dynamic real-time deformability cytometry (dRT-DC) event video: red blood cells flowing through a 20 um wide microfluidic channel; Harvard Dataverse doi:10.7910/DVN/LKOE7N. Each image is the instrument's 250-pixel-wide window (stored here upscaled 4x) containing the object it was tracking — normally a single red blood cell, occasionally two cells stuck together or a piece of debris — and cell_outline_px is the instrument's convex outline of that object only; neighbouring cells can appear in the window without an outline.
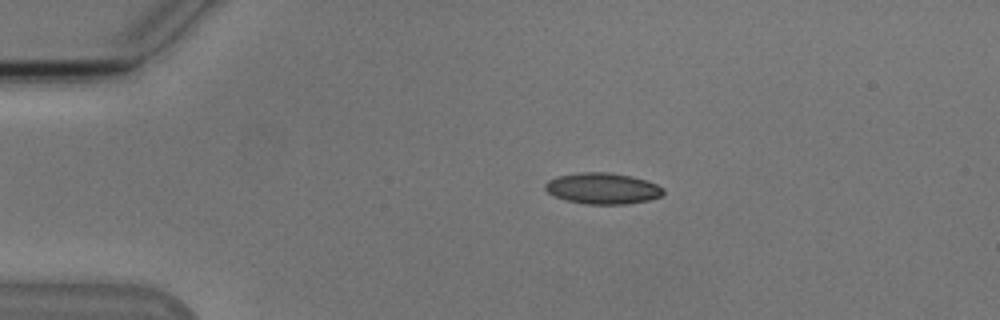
{"species": "Egyptian fruit bat (a non-hibernating species)", "species_latin": "Rousettus aegyptiacus", "temperature_condition": "cold", "stored_images_in_passage": 39, "camera_frame_rate_fps": 3000, "um_per_image_px": 0.085, "animal": {"sex": "male"}, "frame": {"image": 1, "passage_image": 1, "time_ms": 0.0, "image_size_px": [1000, 320], "cell_outline_px": [[664, 192], [660, 196], [648, 200], [624, 204], [584, 204], [564, 200], [548, 192], [544, 188], [544, 184], [548, 180], [556, 176], [580, 172], [608, 172], [628, 176], [644, 180], [656, 184], [664, 188]], "centroid_in_image_um": [51.17, 16.02], "position_along_channel_um": 33.8, "area_um2": 21.33}}
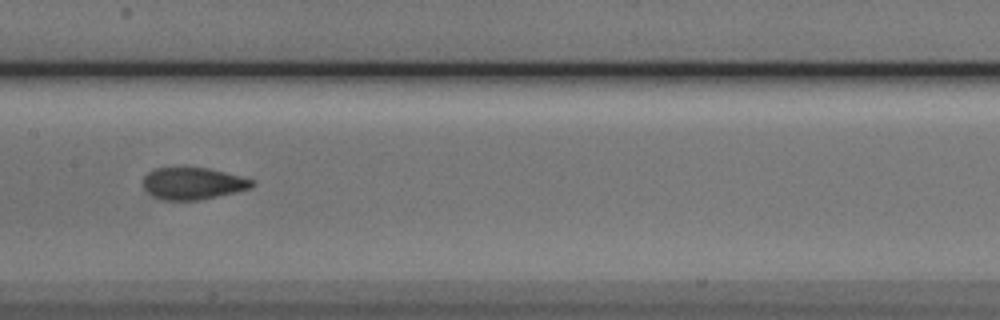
{"frame": {"image": 2, "passage_image": 17, "time_ms": 5.333, "image_size_px": [1000, 320], "cell_outline_px": [[256, 184], [252, 188], [236, 192], [200, 200], [160, 200], [152, 196], [144, 188], [144, 176], [148, 172], [156, 168], [208, 168], [240, 176], [252, 180]], "centroid_in_image_um": [16.4, 15.61], "position_along_channel_um": 191.0, "area_um2": 20.23}}
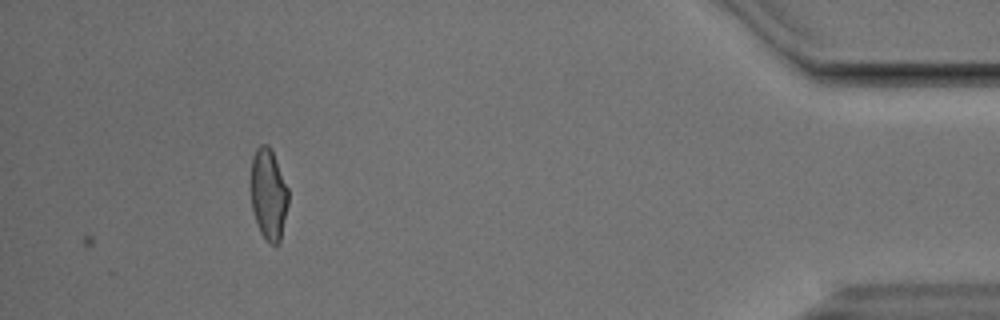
{"frame": {"image": 3, "passage_image": 39, "time_ms": 12.667, "image_size_px": [1000, 320], "cell_outline_px": [[288, 204], [280, 244], [272, 244], [260, 232], [252, 208], [252, 156], [256, 148], [260, 144], [268, 144], [272, 152], [288, 188]], "centroid_in_image_um": [22.84, 16.52], "position_along_channel_um": 412.4, "area_um2": 19.54}, "authors_computed_cell_mechanics": {"area_um2": 20.7502, "velocity_mm_per_s": 3.8423, "shape_relaxation_time_tau1_ms": 7.1335, "shape_relaxation_time_tau2_ms": 1.2598, "deformation_change_tau1": 0.1632, "deformation_change_tau2": 0.0828}}